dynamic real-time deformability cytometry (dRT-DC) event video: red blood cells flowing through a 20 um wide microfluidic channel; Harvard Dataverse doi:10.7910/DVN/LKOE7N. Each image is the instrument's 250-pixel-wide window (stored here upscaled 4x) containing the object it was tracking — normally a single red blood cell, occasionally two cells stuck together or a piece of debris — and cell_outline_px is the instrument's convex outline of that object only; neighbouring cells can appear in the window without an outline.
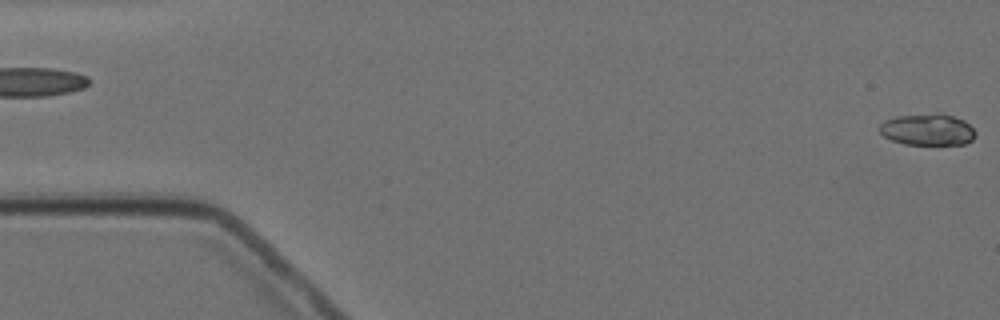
{"species": "Egyptian fruit bat (a non-hibernating species)", "species_latin": "Rousettus aegyptiacus", "temperature_condition": "cold", "stored_images_in_passage": 3, "segment_of_instrument_passage": [2, 2], "camera_frame_rate_fps": 3000, "um_per_image_px": 0.085, "animal": {"sex": "female"}, "frame": {"image": 1, "passage_image": 3, "time_ms": 2.333, "image_size_px": [1000, 320], "cell_outline_px": [[976, 136], [972, 140], [964, 144], [904, 144], [892, 140], [884, 136], [880, 132], [880, 124], [884, 120], [896, 116], [952, 116], [964, 120], [976, 132]], "centroid_in_image_um": [78.84, 11.06], "position_along_channel_um": 6.2, "area_um2": 16.94}}